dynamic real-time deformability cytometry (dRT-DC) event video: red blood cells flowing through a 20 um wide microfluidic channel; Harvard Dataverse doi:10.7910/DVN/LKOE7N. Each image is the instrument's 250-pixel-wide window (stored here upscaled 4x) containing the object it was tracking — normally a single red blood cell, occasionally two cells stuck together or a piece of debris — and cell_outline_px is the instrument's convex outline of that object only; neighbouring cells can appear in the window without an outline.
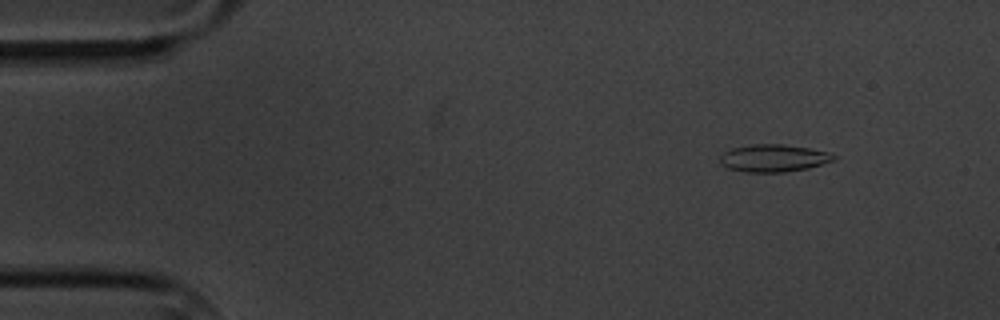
{"species": "common noctule bat (a hibernating species)", "species_latin": "Nyctalus noctula", "temperature_condition": "cold", "stored_images_in_passage": 5, "camera_frame_rate_fps": 3000, "um_per_image_px": 0.085, "animal": {"sex": "male", "body_mass_g": 20.1, "forearm_length_mm": 53.5}, "frame": {"image": 1, "passage_image": 2, "time_ms": 1.333, "image_size_px": [1000, 320], "cell_outline_px": [[836, 160], [808, 168], [784, 172], [748, 172], [728, 168], [720, 164], [720, 156], [724, 152], [732, 148], [752, 144], [784, 144], [808, 148], [828, 152], [836, 156]], "centroid_in_image_um": [65.75, 13.44], "position_along_channel_um": 19.2, "area_um2": 18.15}}
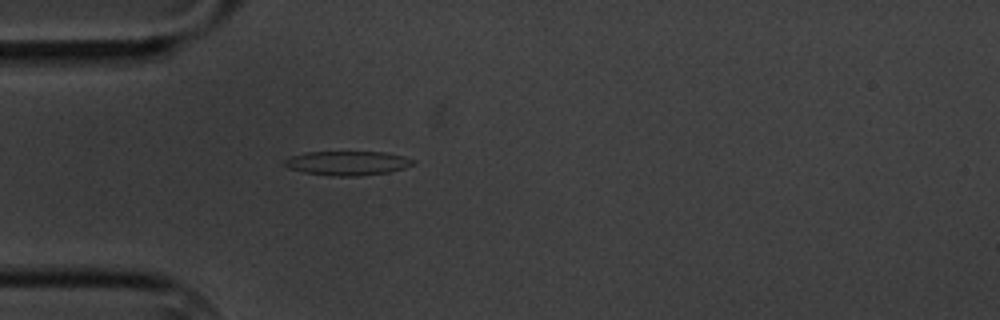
{"frame": {"image": 2, "passage_image": 5, "time_ms": 4.667, "image_size_px": [1000, 320], "cell_outline_px": [[416, 164], [404, 168], [388, 172], [356, 176], [336, 176], [304, 172], [288, 168], [284, 164], [284, 160], [288, 156], [304, 152], [384, 152], [404, 156], [416, 160]], "centroid_in_image_um": [29.54, 13.85], "position_along_channel_um": 55.5, "area_um2": 18.21}}